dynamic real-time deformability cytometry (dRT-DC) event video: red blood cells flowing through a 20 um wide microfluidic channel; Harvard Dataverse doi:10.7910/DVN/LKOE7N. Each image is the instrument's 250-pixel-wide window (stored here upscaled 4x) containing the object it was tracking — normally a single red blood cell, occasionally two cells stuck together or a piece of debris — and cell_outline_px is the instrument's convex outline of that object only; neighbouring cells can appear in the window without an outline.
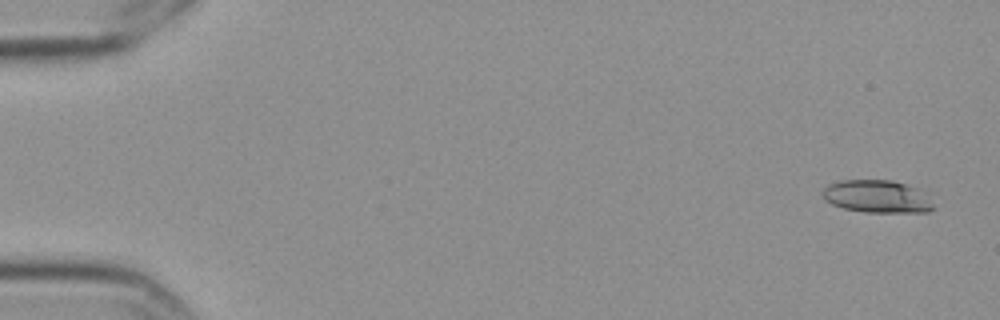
{"species": "Egyptian fruit bat (a non-hibernating species)", "species_latin": "Rousettus aegyptiacus", "temperature_condition": "cold", "stored_images_in_passage": 8, "camera_frame_rate_fps": 3000, "um_per_image_px": 0.085, "frame": {"image": 1, "passage_image": 1, "time_ms": 0.0, "image_size_px": [1000, 320], "cell_outline_px": [[936, 208], [928, 212], [864, 212], [844, 208], [832, 204], [824, 200], [824, 188], [828, 184], [840, 180], [892, 180], [916, 188]], "centroid_in_image_um": [74.51, 16.7], "position_along_channel_um": 10.5, "area_um2": 20.75}}
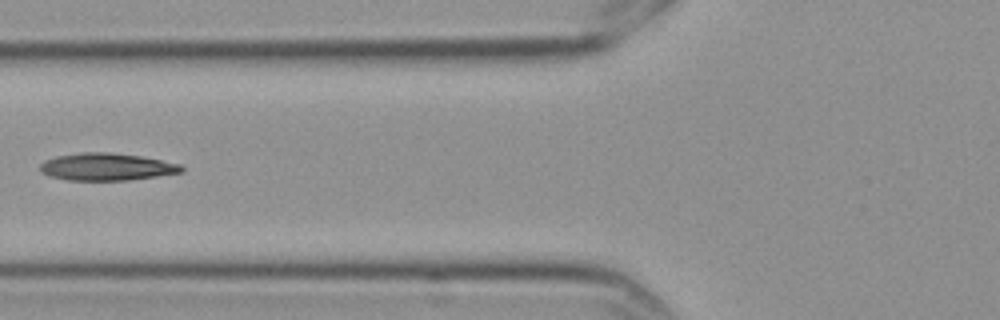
{"frame": {"image": 2, "passage_image": 7, "time_ms": 2.0, "image_size_px": [1000, 320], "cell_outline_px": [[184, 172], [128, 180], [68, 180], [52, 176], [40, 172], [40, 164], [44, 160], [56, 156], [80, 152], [108, 152], [140, 156], [180, 164], [184, 168]], "centroid_in_image_um": [9.05, 14.17], "position_along_channel_um": 116.8, "area_um2": 22.43}}
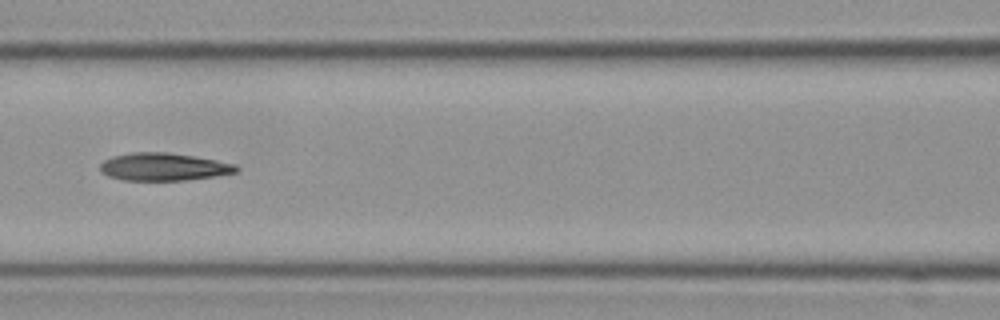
{"frame": {"image": 3, "passage_image": 8, "time_ms": 2.333, "image_size_px": [1000, 320], "cell_outline_px": [[240, 168], [236, 172], [212, 176], [184, 180], [124, 180], [108, 176], [100, 172], [100, 164], [104, 160], [112, 156], [132, 152], [168, 152], [192, 156], [236, 164]], "centroid_in_image_um": [13.86, 14.17], "position_along_channel_um": 152.7, "area_um2": 21.79}}